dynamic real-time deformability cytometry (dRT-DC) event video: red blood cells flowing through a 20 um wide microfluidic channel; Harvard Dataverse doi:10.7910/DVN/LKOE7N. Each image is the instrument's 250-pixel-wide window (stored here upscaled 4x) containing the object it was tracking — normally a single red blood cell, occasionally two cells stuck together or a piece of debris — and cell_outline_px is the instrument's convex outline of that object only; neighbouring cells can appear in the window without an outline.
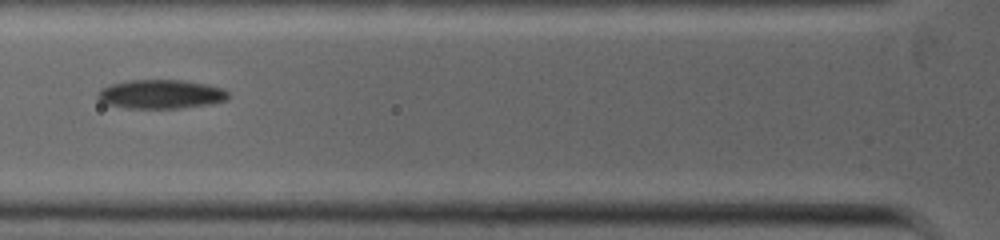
{"species": "common noctule bat (a hibernating species)", "species_latin": "Nyctalus noctula", "temperature_condition": "warm", "stored_images_in_passage": 3, "camera_frame_rate_fps": 5000, "um_per_image_px": 0.085, "animal": {"sex": "female", "body_mass_g": 19.0, "forearm_length_mm": 53.3}, "frame": {"image": 1, "passage_image": 3, "time_ms": 2.0, "image_size_px": [1000, 240], "cell_outline_px": [[228, 100], [212, 104], [184, 108], [128, 108], [108, 104], [100, 100], [96, 96], [96, 92], [100, 88], [112, 84], [128, 80], [184, 80], [208, 84], [224, 88], [228, 92]], "centroid_in_image_um": [13.71, 8.0], "position_along_channel_um": 112.1, "area_um2": 22.31}}